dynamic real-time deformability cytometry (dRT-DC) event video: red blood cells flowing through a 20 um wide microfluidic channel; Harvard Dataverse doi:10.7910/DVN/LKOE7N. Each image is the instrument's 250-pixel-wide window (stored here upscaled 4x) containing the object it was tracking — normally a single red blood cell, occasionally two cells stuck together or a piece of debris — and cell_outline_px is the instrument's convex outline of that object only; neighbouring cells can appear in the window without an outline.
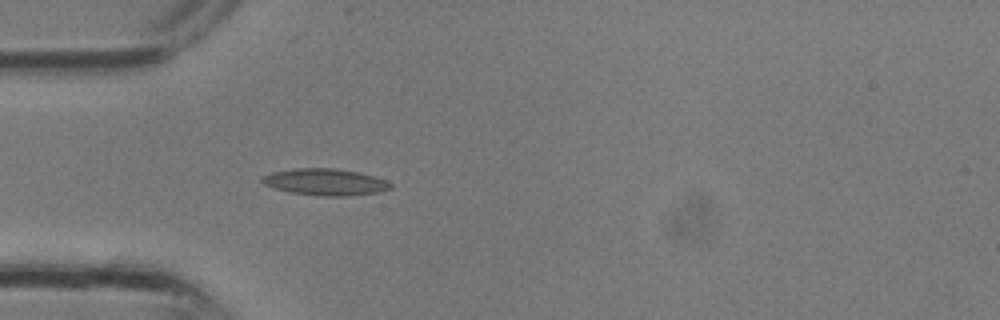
{"species": "common noctule bat (a hibernating species)", "species_latin": "Nyctalus noctula", "temperature_condition": "room temperature", "stored_images_in_passage": 3, "camera_frame_rate_fps": 3000, "um_per_image_px": 0.085, "animal": {"sex": "male", "body_mass_g": 13.3}, "frame": {"image": 1, "passage_image": 3, "time_ms": 0.667, "image_size_px": [1000, 320], "cell_outline_px": [[392, 188], [380, 192], [348, 196], [324, 196], [292, 192], [276, 188], [264, 184], [260, 180], [260, 176], [272, 172], [296, 168], [336, 168], [360, 172], [384, 180], [392, 184]], "centroid_in_image_um": [27.65, 15.46], "position_along_channel_um": 57.4, "area_um2": 19.88}}